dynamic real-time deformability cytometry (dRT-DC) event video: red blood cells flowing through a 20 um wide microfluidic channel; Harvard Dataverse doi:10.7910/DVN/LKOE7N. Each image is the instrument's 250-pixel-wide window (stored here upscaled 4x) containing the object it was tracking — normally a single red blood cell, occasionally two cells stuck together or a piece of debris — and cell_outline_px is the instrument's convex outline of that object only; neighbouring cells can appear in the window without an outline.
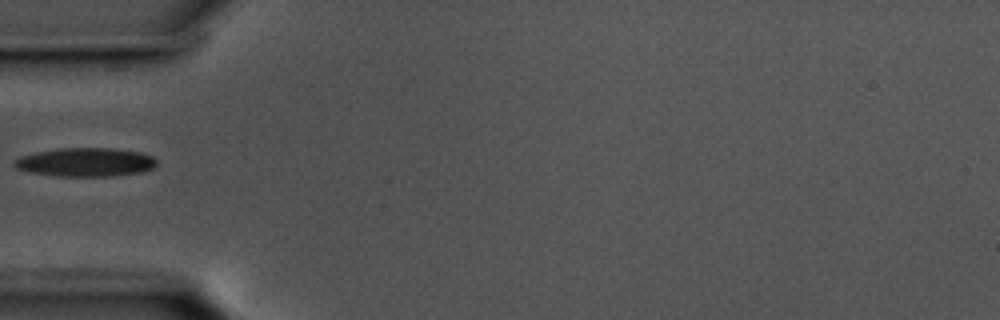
{"species": "common noctule bat (a hibernating species)", "species_latin": "Nyctalus noctula", "temperature_condition": "cold", "stored_images_in_passage": 18, "camera_frame_rate_fps": 3000, "um_per_image_px": 0.085, "animal": {"sex": "male", "body_mass_g": 17.5, "forearm_length_mm": 52.3}, "frame": {"image": 1, "passage_image": 1, "time_ms": 0.0, "image_size_px": [1000, 320], "cell_outline_px": [[156, 168], [144, 172], [112, 176], [56, 176], [32, 172], [16, 168], [12, 164], [12, 160], [20, 156], [36, 152], [60, 148], [112, 148], [140, 152], [152, 156], [156, 160]], "centroid_in_image_um": [7.29, 13.79], "position_along_channel_um": 77.7, "area_um2": 23.99}}